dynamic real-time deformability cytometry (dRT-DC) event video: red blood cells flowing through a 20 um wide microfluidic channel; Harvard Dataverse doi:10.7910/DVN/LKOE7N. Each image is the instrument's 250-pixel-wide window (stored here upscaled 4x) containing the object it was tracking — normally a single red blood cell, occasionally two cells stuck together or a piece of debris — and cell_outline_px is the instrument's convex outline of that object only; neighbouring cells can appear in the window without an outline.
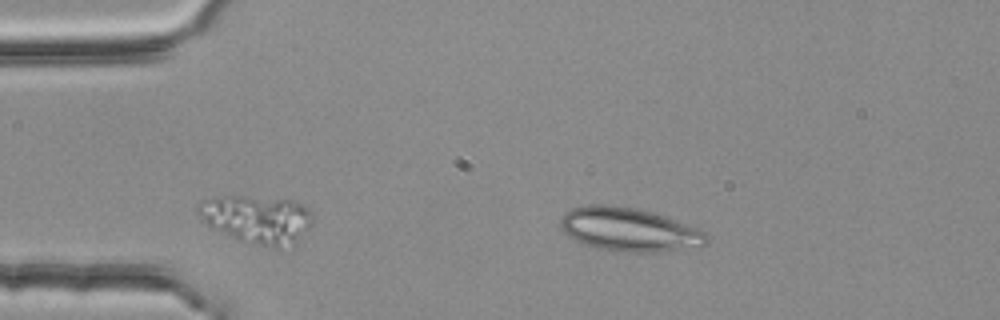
{"species": "common noctule bat (a hibernating species)", "species_latin": "Nyctalus noctula", "temperature_condition": "room temperature", "stored_images_in_passage": 43, "camera_frame_rate_fps": 3000, "um_per_image_px": 0.085, "animal": {"sex": "female", "body_mass_g": 25.1}, "frame": {"image": 1, "passage_image": 1, "time_ms": 0.0, "image_size_px": [1000, 320], "cell_outline_px": [[708, 244], [652, 252], [628, 252], [596, 248], [576, 240], [568, 236], [560, 228], [560, 220], [572, 208], [588, 204], [608, 204], [640, 208], [664, 216], [696, 228], [704, 232], [708, 236]], "centroid_in_image_um": [53.42, 19.49], "position_along_channel_um": 31.6, "area_um2": 36.65}}
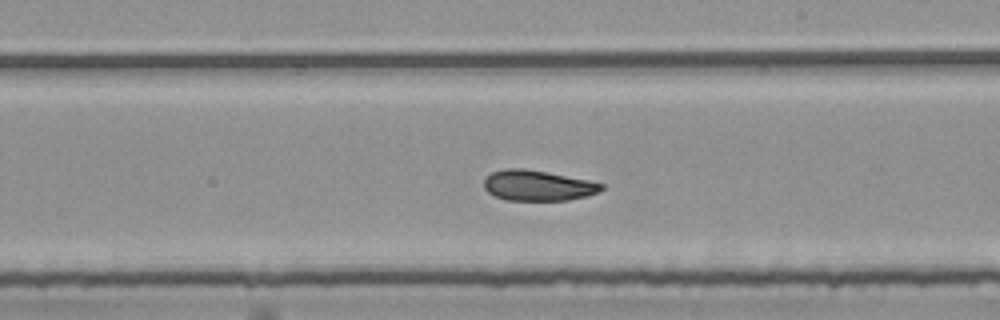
{"frame": {"image": 2, "passage_image": 22, "time_ms": 7.0, "image_size_px": [1000, 320], "cell_outline_px": [[604, 188], [600, 192], [588, 196], [568, 200], [504, 200], [488, 192], [484, 188], [484, 176], [492, 172], [504, 168], [524, 168], [588, 180], [604, 184]], "centroid_in_image_um": [45.7, 15.77], "position_along_channel_um": 243.3, "area_um2": 20.98}}
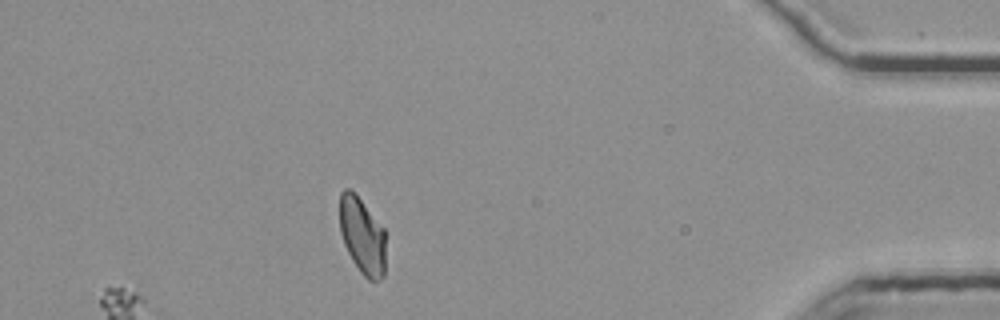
{"frame": {"image": 3, "passage_image": 39, "time_ms": 12.667, "image_size_px": [1000, 320], "cell_outline_px": [[384, 276], [380, 280], [368, 280], [360, 272], [352, 260], [344, 244], [340, 232], [340, 192], [344, 188], [348, 188], [360, 200], [384, 228]], "centroid_in_image_um": [30.77, 20.07], "position_along_channel_um": 404.4, "area_um2": 20.23}, "authors_computed_cell_mechanics": {"area_um2": 21.8484, "velocity_mm_per_s": 3.7539, "shape_relaxation_time_tau1_ms": 9.1859, "shape_relaxation_time_tau2_ms": 2.607, "deformation_change_tau1": 0.168, "deformation_change_tau2": 0.0806}}